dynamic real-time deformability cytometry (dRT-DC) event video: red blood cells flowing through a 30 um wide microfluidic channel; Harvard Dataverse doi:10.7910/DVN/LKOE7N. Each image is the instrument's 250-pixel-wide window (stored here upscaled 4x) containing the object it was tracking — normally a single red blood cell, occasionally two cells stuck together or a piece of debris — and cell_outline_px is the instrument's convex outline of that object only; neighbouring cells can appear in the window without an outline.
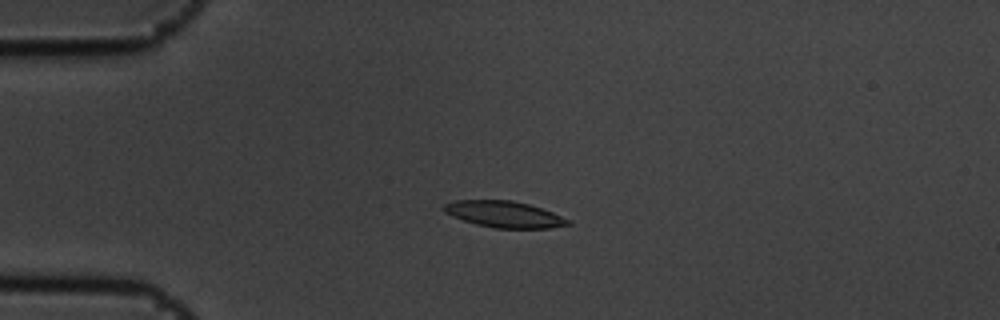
{"species": "common noctule bat (a hibernating species)", "species_latin": "Nyctalus noctula", "temperature_condition": "cold", "stored_images_in_passage": 5, "camera_frame_rate_fps": 3000, "um_per_image_px": 0.085, "animal": {"sex": "male", "body_mass_g": 19.5, "forearm_length_mm": 54.6}, "frame": {"image": 1, "passage_image": 4, "time_ms": 1.0, "image_size_px": [1000, 320], "cell_outline_px": [[572, 224], [548, 228], [496, 228], [476, 224], [452, 216], [444, 212], [440, 208], [444, 204], [456, 200], [512, 200], [528, 204], [552, 212], [572, 220]], "centroid_in_image_um": [42.85, 18.21], "position_along_channel_um": 42.2, "area_um2": 19.07}}